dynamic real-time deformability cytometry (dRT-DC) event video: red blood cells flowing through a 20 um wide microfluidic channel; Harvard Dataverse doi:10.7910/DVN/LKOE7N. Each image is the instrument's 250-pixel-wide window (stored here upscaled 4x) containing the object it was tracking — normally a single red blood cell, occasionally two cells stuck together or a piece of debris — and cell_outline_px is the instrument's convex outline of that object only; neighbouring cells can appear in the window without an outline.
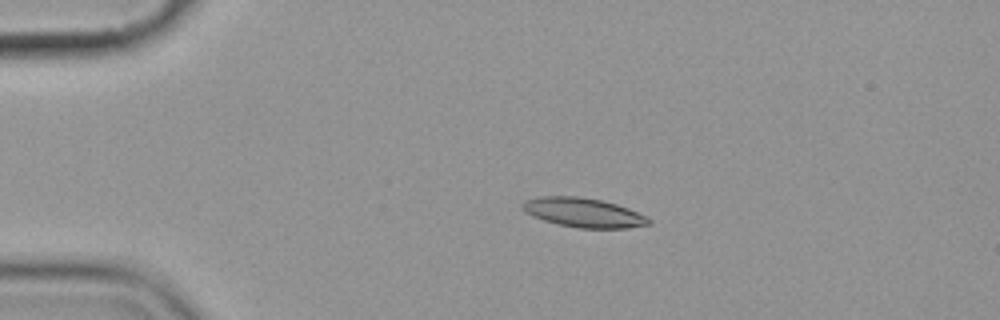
{"species": "common noctule bat (a hibernating species)", "species_latin": "Nyctalus noctula", "temperature_condition": "cold", "stored_images_in_passage": 3, "camera_frame_rate_fps": 3000, "um_per_image_px": 0.085, "animal": {"sex": "female", "body_mass_g": 19.9}, "frame": {"image": 1, "passage_image": 1, "time_ms": 0.0, "image_size_px": [1000, 320], "cell_outline_px": [[652, 224], [628, 228], [576, 228], [556, 224], [532, 216], [524, 212], [524, 200], [540, 196], [576, 196], [600, 200], [616, 204], [628, 208], [648, 216], [652, 220]], "centroid_in_image_um": [49.63, 18.08], "position_along_channel_um": 35.4, "area_um2": 21.68}}
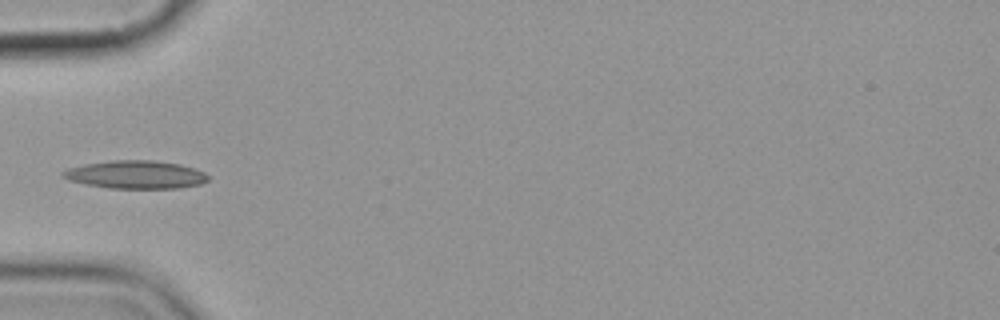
{"frame": {"image": 2, "passage_image": 3, "time_ms": 2.333, "image_size_px": [1000, 320], "cell_outline_px": [[208, 180], [200, 184], [180, 188], [108, 188], [68, 180], [60, 176], [60, 172], [68, 168], [84, 164], [112, 160], [152, 160], [180, 164], [204, 172], [208, 176]], "centroid_in_image_um": [11.5, 14.84], "position_along_channel_um": 73.5, "area_um2": 23.7}}